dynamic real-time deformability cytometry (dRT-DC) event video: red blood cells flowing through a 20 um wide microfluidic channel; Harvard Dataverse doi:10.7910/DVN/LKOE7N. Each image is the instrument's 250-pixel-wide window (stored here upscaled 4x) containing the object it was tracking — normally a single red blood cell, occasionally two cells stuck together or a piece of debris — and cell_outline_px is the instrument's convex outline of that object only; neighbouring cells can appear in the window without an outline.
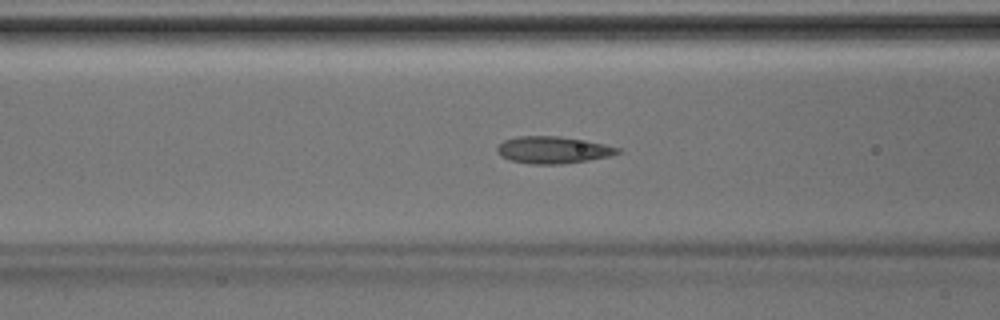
{"species": "Egyptian fruit bat (a non-hibernating species)", "species_latin": "Rousettus aegyptiacus", "temperature_condition": "room temperature", "stored_images_in_passage": 45, "segment_of_instrument_passage": [1, 2], "camera_frame_rate_fps": 3000, "um_per_image_px": 0.085, "animal": {"sex": "male"}, "frame": {"image": 1, "passage_image": 18, "time_ms": 5.667, "image_size_px": [1000, 320], "cell_outline_px": [[624, 152], [608, 156], [588, 160], [560, 164], [532, 164], [508, 160], [500, 156], [496, 152], [496, 148], [504, 140], [516, 136], [560, 136], [604, 144], [620, 148]], "centroid_in_image_um": [46.97, 12.74], "position_along_channel_um": 119.6, "area_um2": 19.02}}
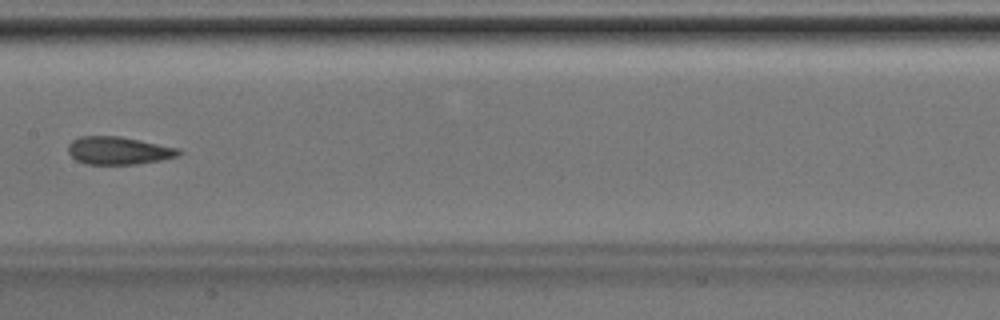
{"frame": {"image": 2, "passage_image": 23, "time_ms": 7.333, "image_size_px": [1000, 320], "cell_outline_px": [[184, 152], [180, 156], [160, 160], [136, 164], [84, 164], [76, 160], [68, 152], [68, 144], [72, 140], [80, 136], [120, 136], [180, 148]], "centroid_in_image_um": [10.1, 12.8], "position_along_channel_um": 197.3, "area_um2": 18.09}}
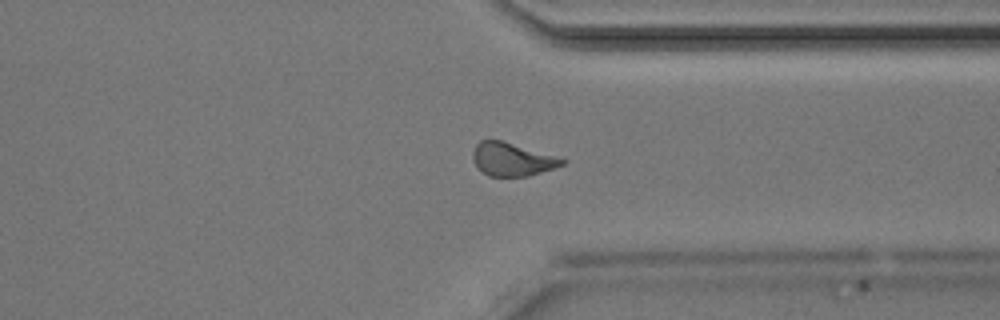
{"frame": {"image": 3, "passage_image": 34, "time_ms": 11.0, "image_size_px": [1000, 320], "cell_outline_px": [[568, 160], [564, 164], [528, 176], [488, 176], [476, 168], [472, 156], [472, 152], [476, 144], [480, 140], [500, 140]], "centroid_in_image_um": [43.47, 13.55], "position_along_channel_um": 367.9, "area_um2": 17.05}}